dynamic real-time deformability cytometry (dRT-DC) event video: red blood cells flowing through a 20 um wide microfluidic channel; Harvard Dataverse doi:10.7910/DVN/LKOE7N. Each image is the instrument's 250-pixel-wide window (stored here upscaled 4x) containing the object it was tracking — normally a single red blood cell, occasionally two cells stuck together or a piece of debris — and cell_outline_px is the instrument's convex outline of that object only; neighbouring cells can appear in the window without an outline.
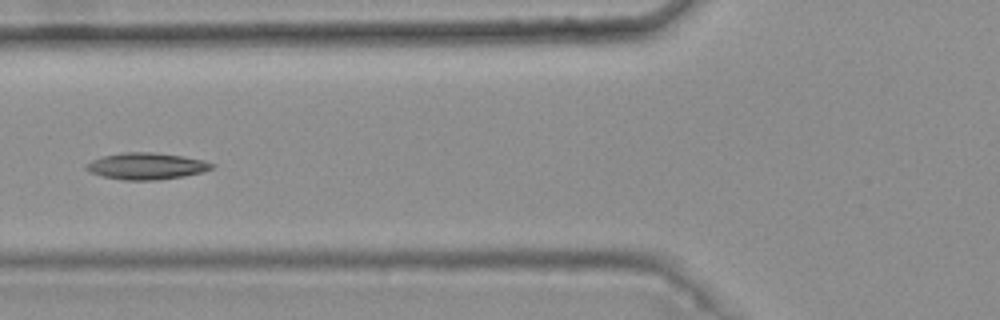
{"species": "common noctule bat (a hibernating species)", "species_latin": "Nyctalus noctula", "temperature_condition": "warm", "stored_images_in_passage": 8, "camera_frame_rate_fps": 3000, "um_per_image_px": 0.085, "animal": {"sex": "female", "body_mass_g": 25.1}, "frame": {"image": 1, "passage_image": 6, "time_ms": 1.667, "image_size_px": [1000, 320], "cell_outline_px": [[216, 164], [212, 168], [204, 172], [184, 176], [160, 180], [124, 180], [104, 176], [88, 172], [84, 168], [92, 160], [104, 156], [124, 152], [152, 152], [184, 156], [204, 160]], "centroid_in_image_um": [12.49, 14.12], "position_along_channel_um": 113.3, "area_um2": 19.54}}
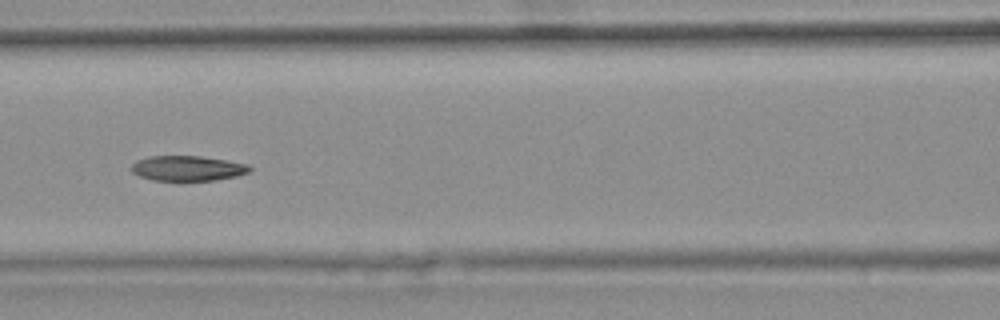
{"frame": {"image": 2, "passage_image": 7, "time_ms": 2.0, "image_size_px": [1000, 320], "cell_outline_px": [[252, 168], [248, 172], [236, 176], [216, 180], [152, 180], [140, 176], [132, 172], [128, 168], [136, 160], [148, 156], [200, 156], [248, 164]], "centroid_in_image_um": [15.9, 14.3], "position_along_channel_um": 150.7, "area_um2": 17.28}}